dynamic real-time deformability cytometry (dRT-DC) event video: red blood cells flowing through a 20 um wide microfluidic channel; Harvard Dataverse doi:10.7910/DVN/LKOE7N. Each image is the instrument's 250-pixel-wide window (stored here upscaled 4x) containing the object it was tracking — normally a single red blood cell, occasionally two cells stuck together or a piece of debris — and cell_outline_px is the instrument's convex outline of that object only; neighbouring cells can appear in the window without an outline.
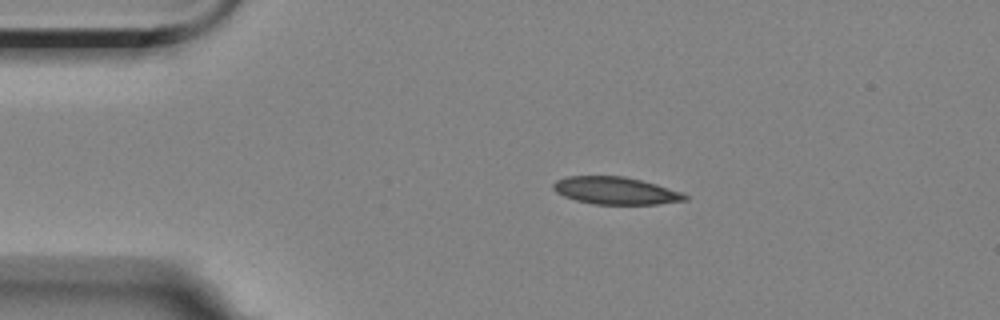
{"species": "Egyptian fruit bat (a non-hibernating species)", "species_latin": "Rousettus aegyptiacus", "temperature_condition": "room temperature", "stored_images_in_passage": 2, "camera_frame_rate_fps": 3000, "um_per_image_px": 0.085, "animal": {"sex": "female"}, "frame": {"image": 1, "passage_image": 1, "time_ms": 0.0, "image_size_px": [1000, 320], "cell_outline_px": [[688, 200], [656, 204], [592, 204], [576, 200], [564, 196], [556, 192], [552, 188], [552, 184], [556, 180], [568, 176], [624, 176], [656, 184], [680, 192], [688, 196]], "centroid_in_image_um": [52.29, 16.2], "position_along_channel_um": 32.7, "area_um2": 20.92}}